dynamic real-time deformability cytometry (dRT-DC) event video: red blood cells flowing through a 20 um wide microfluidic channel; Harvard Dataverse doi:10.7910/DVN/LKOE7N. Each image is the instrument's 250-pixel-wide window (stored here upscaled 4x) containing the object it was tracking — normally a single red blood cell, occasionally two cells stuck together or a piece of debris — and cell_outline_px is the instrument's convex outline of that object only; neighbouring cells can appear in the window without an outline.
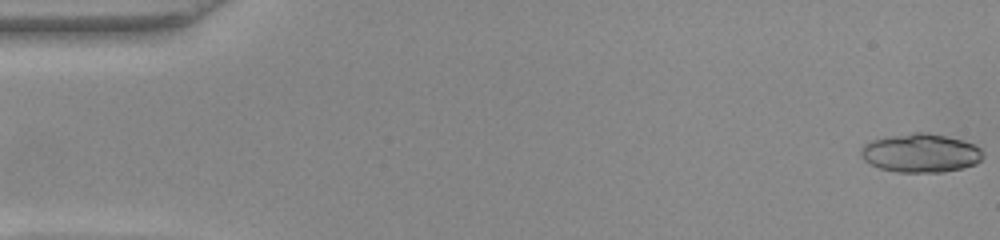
{"species": "common noctule bat (a hibernating species)", "species_latin": "Nyctalus noctula", "temperature_condition": "warm", "stored_images_in_passage": 50, "segment_of_instrument_passage": [1, 2], "camera_frame_rate_fps": 3000, "um_per_image_px": 0.085, "animal": {"sex": "female", "body_mass_g": 22.0, "forearm_length_mm": 56.7}, "frame": {"image": 1, "passage_image": 1, "time_ms": 0.0, "image_size_px": [1000, 240], "cell_outline_px": [[984, 156], [976, 164], [944, 172], [896, 172], [880, 168], [864, 160], [860, 152], [860, 148], [864, 144], [872, 140], [888, 136], [912, 132], [928, 132], [976, 144], [984, 152]], "centroid_in_image_um": [78.26, 13.0], "position_along_channel_um": 6.7, "area_um2": 27.57}}
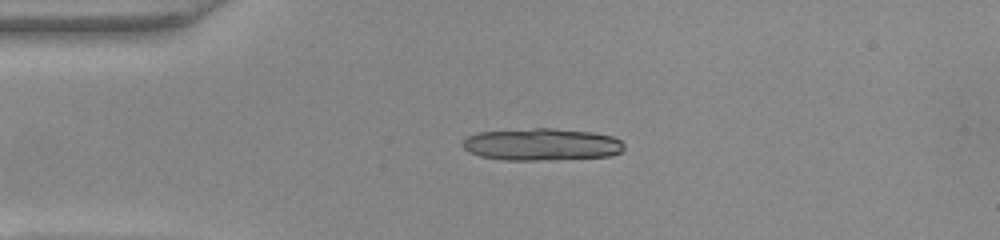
{"frame": {"image": 2, "passage_image": 12, "time_ms": 3.667, "image_size_px": [1000, 240], "cell_outline_px": [[624, 148], [620, 152], [612, 156], [556, 160], [504, 160], [480, 156], [464, 148], [460, 144], [468, 136], [476, 132], [532, 128], [552, 128], [592, 132], [612, 136], [620, 140], [624, 144]], "centroid_in_image_um": [46.05, 12.28], "position_along_channel_um": 38.9, "area_um2": 30.52}}